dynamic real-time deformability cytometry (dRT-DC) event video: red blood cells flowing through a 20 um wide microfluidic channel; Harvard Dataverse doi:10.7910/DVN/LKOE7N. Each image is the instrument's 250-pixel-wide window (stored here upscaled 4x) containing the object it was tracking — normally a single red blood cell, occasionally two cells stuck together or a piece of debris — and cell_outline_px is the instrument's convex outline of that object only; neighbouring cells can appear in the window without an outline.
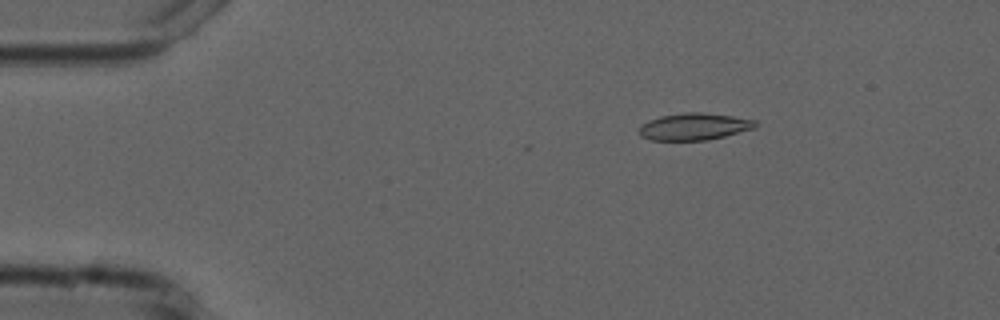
{"species": "common noctule bat (a hibernating species)", "species_latin": "Nyctalus noctula", "temperature_condition": "cold", "stored_images_in_passage": 6, "camera_frame_rate_fps": 3000, "um_per_image_px": 0.085, "animal": {"sex": "male", "forearm_length_mm": 52.5}, "frame": {"image": 1, "passage_image": 3, "time_ms": 2.333, "image_size_px": [1000, 320], "cell_outline_px": [[756, 128], [708, 140], [652, 140], [640, 136], [640, 124], [648, 120], [660, 116], [684, 112], [704, 112], [732, 116], [756, 120]], "centroid_in_image_um": [58.99, 10.75], "position_along_channel_um": 26.0, "area_um2": 18.32}}